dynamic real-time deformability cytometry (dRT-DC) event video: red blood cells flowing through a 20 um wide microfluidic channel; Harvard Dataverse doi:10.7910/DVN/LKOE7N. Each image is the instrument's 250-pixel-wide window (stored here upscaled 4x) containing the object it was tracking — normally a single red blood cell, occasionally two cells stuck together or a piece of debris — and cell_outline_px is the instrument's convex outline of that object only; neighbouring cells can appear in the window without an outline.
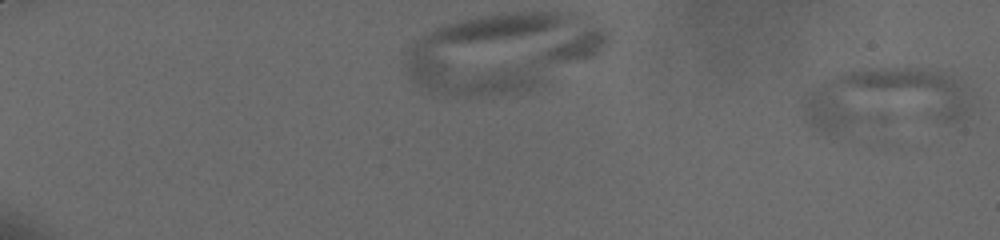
{"species": "human", "species_latin": "Homo sapiens", "temperature_condition": "cold", "stored_images_in_passage": 14, "camera_frame_rate_fps": 3000, "um_per_image_px": 0.085, "donor": {"sex": "male"}, "frame": {"image": 1, "passage_image": 1, "time_ms": 0.0, "image_size_px": [1000, 240], "cell_outline_px": [[968, 112], [964, 120], [852, 140], [848, 140], [820, 136], [804, 120], [804, 104], [808, 92], [824, 80], [844, 72], [868, 68], [924, 68], [952, 72], [960, 76], [964, 88], [968, 104]], "centroid_in_image_um": [75.17, 8.68], "position_along_channel_um": 9.8, "area_um2": 68.32}}